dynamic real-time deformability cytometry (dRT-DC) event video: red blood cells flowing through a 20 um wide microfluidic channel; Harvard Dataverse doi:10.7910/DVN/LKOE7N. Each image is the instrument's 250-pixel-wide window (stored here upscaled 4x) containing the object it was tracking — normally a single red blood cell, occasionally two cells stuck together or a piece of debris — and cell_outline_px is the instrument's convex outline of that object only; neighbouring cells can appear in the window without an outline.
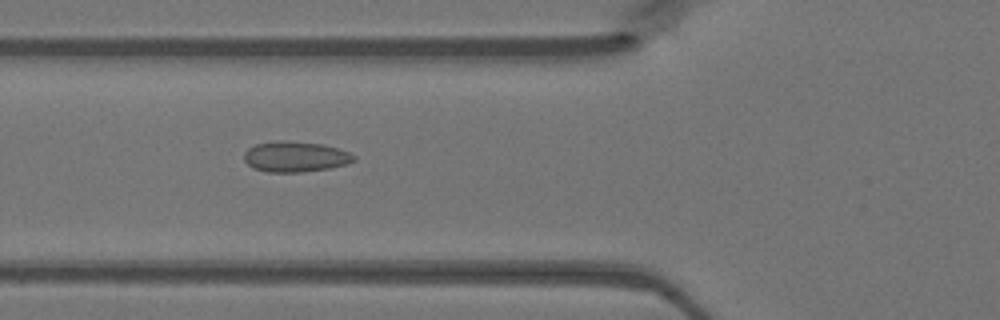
{"species": "Egyptian fruit bat (a non-hibernating species)", "species_latin": "Rousettus aegyptiacus", "temperature_condition": "warm", "stored_images_in_passage": 36, "camera_frame_rate_fps": 3000, "um_per_image_px": 0.085, "animal": {"sex": "female"}, "frame": {"image": 1, "passage_image": 6, "time_ms": 1.667, "image_size_px": [1000, 320], "cell_outline_px": [[356, 160], [348, 164], [328, 168], [300, 172], [268, 172], [252, 168], [244, 160], [244, 152], [248, 148], [256, 144], [276, 140], [288, 140], [324, 144], [348, 152], [356, 156]], "centroid_in_image_um": [25.09, 13.31], "position_along_channel_um": 100.7, "area_um2": 19.71}}
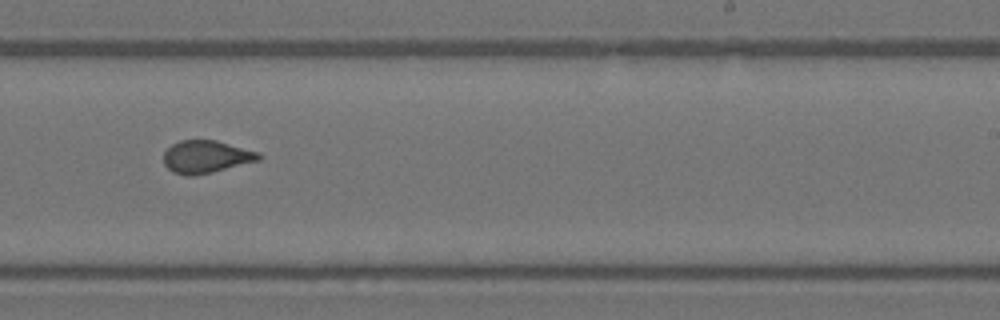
{"frame": {"image": 2, "passage_image": 18, "time_ms": 5.667, "image_size_px": [1000, 320], "cell_outline_px": [[264, 156], [260, 160], [212, 172], [192, 176], [184, 176], [172, 172], [164, 164], [164, 152], [172, 144], [180, 140], [216, 140], [260, 152]], "centroid_in_image_um": [17.53, 13.33], "position_along_channel_um": 271.5, "area_um2": 18.21}}
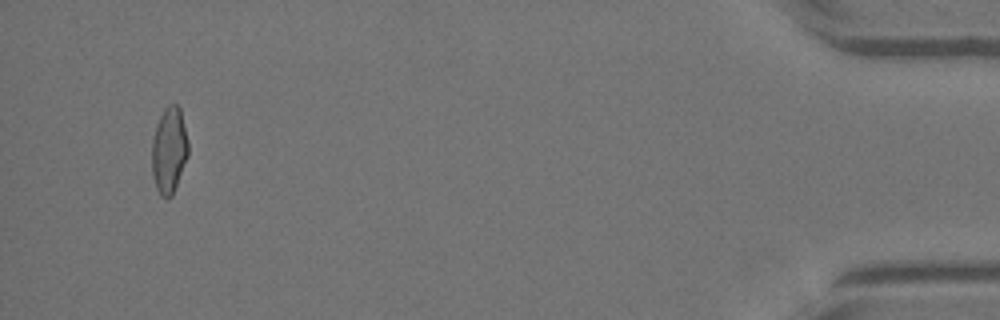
{"frame": {"image": 3, "passage_image": 34, "time_ms": 11.0, "image_size_px": [1000, 320], "cell_outline_px": [[188, 156], [172, 196], [160, 196], [156, 188], [152, 176], [152, 140], [156, 124], [164, 108], [168, 104], [176, 104], [180, 108], [188, 140]], "centroid_in_image_um": [14.37, 12.75], "position_along_channel_um": 420.8, "area_um2": 18.32}}